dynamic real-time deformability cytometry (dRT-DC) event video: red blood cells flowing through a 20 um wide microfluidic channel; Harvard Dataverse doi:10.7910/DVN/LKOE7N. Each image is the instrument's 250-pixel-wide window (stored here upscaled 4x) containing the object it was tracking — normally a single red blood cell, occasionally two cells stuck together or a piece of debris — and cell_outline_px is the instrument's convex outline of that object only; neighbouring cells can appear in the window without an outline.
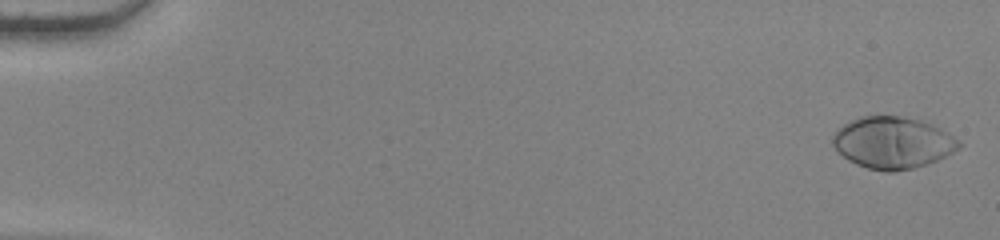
{"species": "human", "species_latin": "Homo sapiens", "temperature_condition": "warm", "stored_images_in_passage": 55, "camera_frame_rate_fps": 3000, "um_per_image_px": 0.085, "donor": {"sex": "female"}, "frame": {"image": 1, "passage_image": 2, "time_ms": 0.333, "image_size_px": [1000, 240], "cell_outline_px": [[964, 144], [960, 148], [928, 164], [896, 172], [884, 172], [868, 168], [856, 164], [848, 160], [836, 152], [832, 144], [832, 136], [844, 124], [860, 116], [900, 116], [920, 120], [940, 128], [948, 132], [960, 140]], "centroid_in_image_um": [75.88, 12.14], "position_along_channel_um": 9.1, "area_um2": 38.21}}
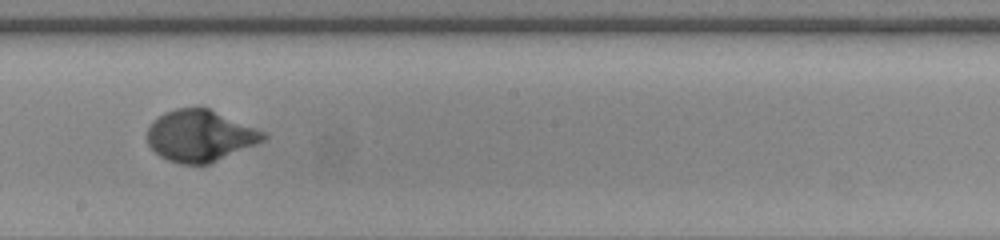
{"frame": {"image": 2, "passage_image": 33, "time_ms": 10.667, "image_size_px": [1000, 240], "cell_outline_px": [[268, 136], [264, 140], [256, 144], [208, 164], [180, 164], [168, 160], [160, 156], [148, 144], [148, 128], [152, 120], [164, 112], [176, 108], [208, 108], [256, 128], [264, 132]], "centroid_in_image_um": [16.98, 11.54], "position_along_channel_um": 231.2, "area_um2": 34.51}}
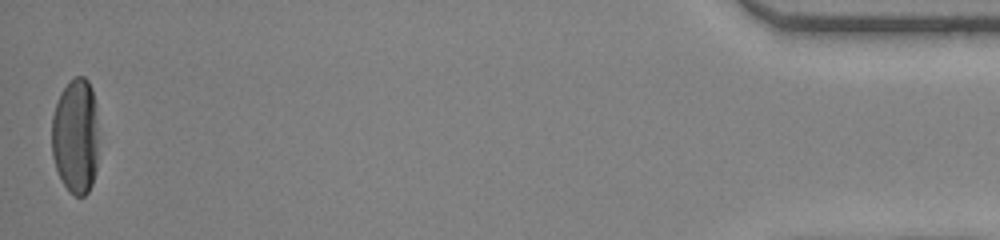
{"frame": {"image": 3, "passage_image": 55, "time_ms": 18.0, "image_size_px": [1000, 240], "cell_outline_px": [[96, 168], [92, 184], [88, 192], [84, 196], [76, 196], [68, 192], [56, 168], [52, 156], [52, 116], [60, 92], [76, 76], [84, 76], [88, 80], [92, 88], [96, 104]], "centroid_in_image_um": [6.41, 11.57], "position_along_channel_um": 428.8, "area_um2": 31.39}, "authors_computed_cell_mechanics": {"area_um2": 35.1424, "velocity_mm_per_s": 3.8301, "shape_relaxation_time_tau1_ms": 3.2543, "shape_relaxation_time_tau2_ms": null, "deformation_change_tau1": 0.2409, "deformation_change_tau2": null}}